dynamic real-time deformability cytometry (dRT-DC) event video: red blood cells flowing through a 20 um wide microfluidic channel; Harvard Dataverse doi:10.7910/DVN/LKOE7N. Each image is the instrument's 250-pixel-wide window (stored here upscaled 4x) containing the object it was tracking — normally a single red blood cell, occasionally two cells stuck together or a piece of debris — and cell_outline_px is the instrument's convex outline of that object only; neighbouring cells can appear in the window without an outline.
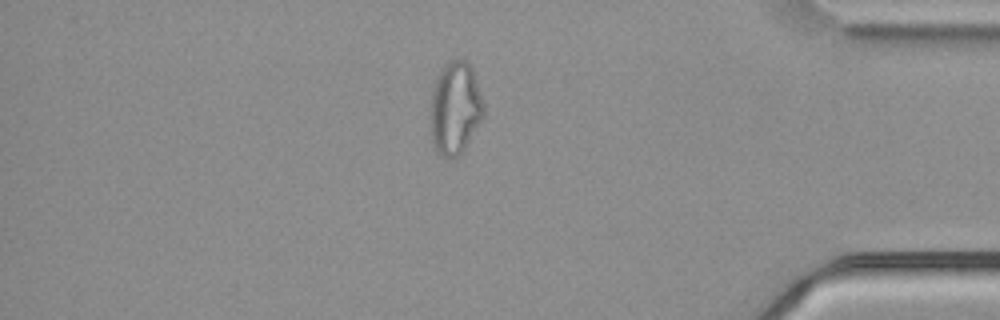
{"species": "common noctule bat (a hibernating species)", "species_latin": "Nyctalus noctula", "temperature_condition": "cold", "stored_images_in_passage": 54, "camera_frame_rate_fps": 3000, "um_per_image_px": 0.085, "animal": {"sex": "male", "body_mass_g": 21.5, "forearm_length_mm": 52.0}, "frame": {"image": 1, "passage_image": 46, "time_ms": 15.0, "image_size_px": [1000, 320], "cell_outline_px": [[484, 116], [464, 148], [456, 156], [448, 160], [440, 156], [436, 152], [432, 144], [428, 124], [428, 116], [432, 88], [444, 64], [452, 60], [464, 60], [472, 68], [484, 104]], "centroid_in_image_um": [38.63, 9.24], "position_along_channel_um": 396.6, "area_um2": 29.25}, "authors_computed_cell_mechanics": {"area_um2": 29.2468, "velocity_mm_per_s": 3.754, "shape_relaxation_time_tau1_ms": null, "shape_relaxation_time_tau2_ms": 1.6018, "deformation_change_tau1": null, "deformation_change_tau2": 0.0824}}